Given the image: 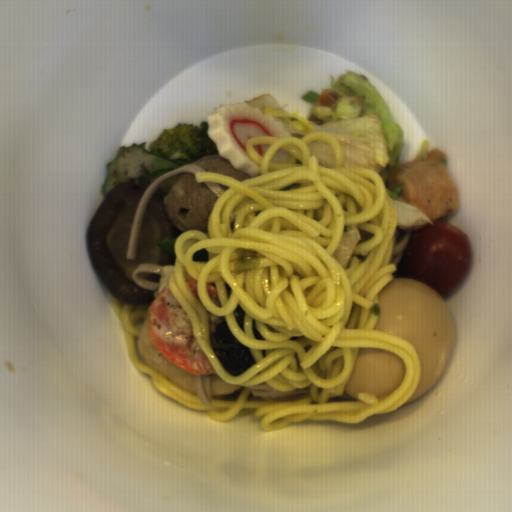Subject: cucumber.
Instances as JSON below:
<instances>
[{
    "label": "cucumber",
    "instance_id": "cucumber-1",
    "mask_svg": "<svg viewBox=\"0 0 512 512\" xmlns=\"http://www.w3.org/2000/svg\"><path fill=\"white\" fill-rule=\"evenodd\" d=\"M148 143H132L118 147L113 160L106 164V181L101 186L105 197L108 192L123 183L148 185L160 176L190 163L176 160L163 153L148 151Z\"/></svg>",
    "mask_w": 512,
    "mask_h": 512
}]
</instances>
